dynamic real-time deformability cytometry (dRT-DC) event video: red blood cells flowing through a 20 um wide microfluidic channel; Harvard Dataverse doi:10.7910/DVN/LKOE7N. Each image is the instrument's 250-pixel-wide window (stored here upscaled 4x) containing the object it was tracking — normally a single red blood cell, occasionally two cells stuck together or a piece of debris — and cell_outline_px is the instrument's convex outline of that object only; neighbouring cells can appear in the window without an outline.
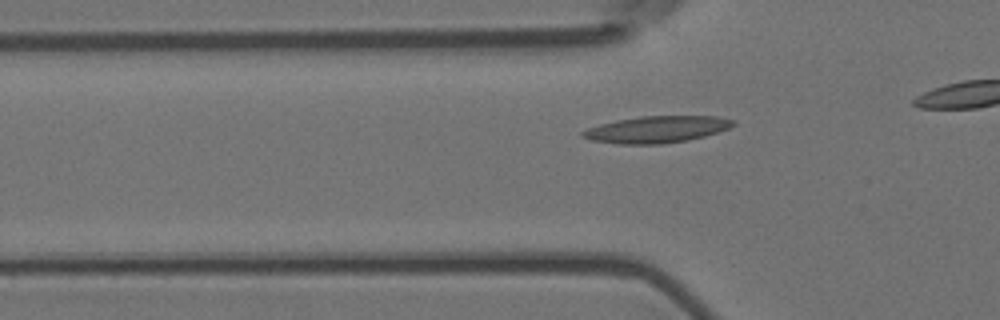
{"species": "Egyptian fruit bat (a non-hibernating species)", "species_latin": "Rousettus aegyptiacus", "temperature_condition": "room temperature", "stored_images_in_passage": 11, "camera_frame_rate_fps": 3000, "um_per_image_px": 0.085, "animal": {"sex": "female"}, "frame": {"image": 1, "passage_image": 5, "time_ms": 1.333, "image_size_px": [1000, 320], "cell_outline_px": [[736, 124], [728, 128], [704, 136], [688, 140], [664, 144], [616, 144], [592, 140], [580, 136], [580, 132], [588, 128], [600, 124], [616, 120], [640, 116], [716, 116], [736, 120]], "centroid_in_image_um": [55.8, 11.0], "position_along_channel_um": 70.0, "area_um2": 23.52}}
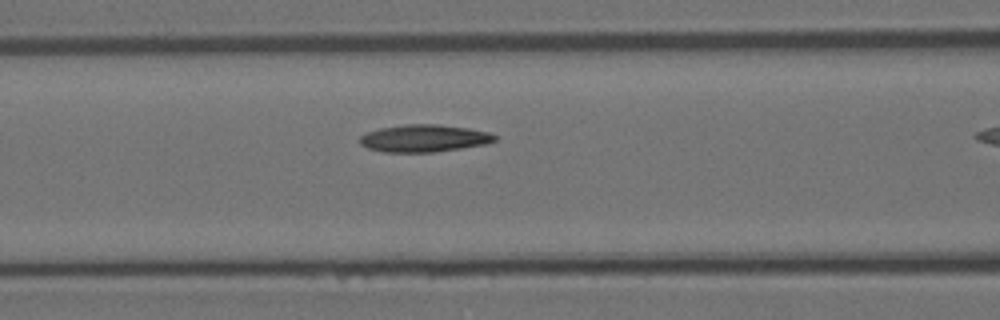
{"frame": {"image": 2, "passage_image": 10, "time_ms": 3.0, "image_size_px": [1000, 320], "cell_outline_px": [[496, 140], [488, 144], [432, 152], [384, 152], [368, 148], [360, 144], [360, 136], [368, 132], [380, 128], [408, 124], [440, 124], [468, 128], [488, 132], [496, 136]], "centroid_in_image_um": [36.06, 11.75], "position_along_channel_um": 130.5, "area_um2": 21.39}}